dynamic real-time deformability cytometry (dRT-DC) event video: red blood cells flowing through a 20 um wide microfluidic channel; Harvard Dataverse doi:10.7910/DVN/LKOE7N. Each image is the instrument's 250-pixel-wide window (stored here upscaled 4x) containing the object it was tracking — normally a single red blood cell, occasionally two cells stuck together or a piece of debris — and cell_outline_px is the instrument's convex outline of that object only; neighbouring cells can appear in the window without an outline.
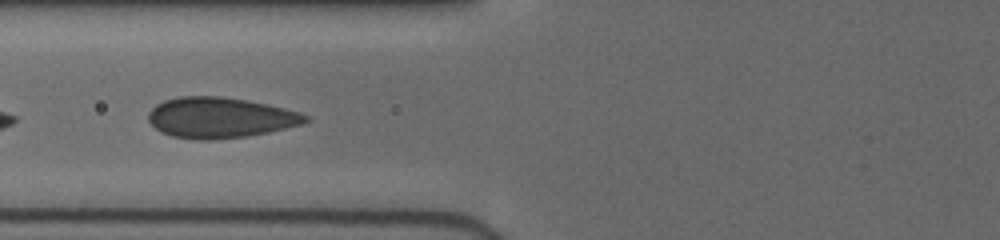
{"species": "human", "species_latin": "Homo sapiens", "temperature_condition": "cold", "stored_images_in_passage": 6, "camera_frame_rate_fps": 3000, "um_per_image_px": 0.085, "donor": {"sex": "female"}, "frame": {"image": 1, "passage_image": 5, "time_ms": 2.667, "image_size_px": [1000, 240], "cell_outline_px": [[312, 120], [300, 124], [268, 132], [248, 136], [216, 140], [196, 140], [172, 136], [160, 132], [148, 120], [148, 112], [156, 104], [164, 100], [180, 96], [220, 96], [244, 100], [284, 108], [308, 116]], "centroid_in_image_um": [18.65, 10.01], "position_along_channel_um": 107.1, "area_um2": 37.05}}